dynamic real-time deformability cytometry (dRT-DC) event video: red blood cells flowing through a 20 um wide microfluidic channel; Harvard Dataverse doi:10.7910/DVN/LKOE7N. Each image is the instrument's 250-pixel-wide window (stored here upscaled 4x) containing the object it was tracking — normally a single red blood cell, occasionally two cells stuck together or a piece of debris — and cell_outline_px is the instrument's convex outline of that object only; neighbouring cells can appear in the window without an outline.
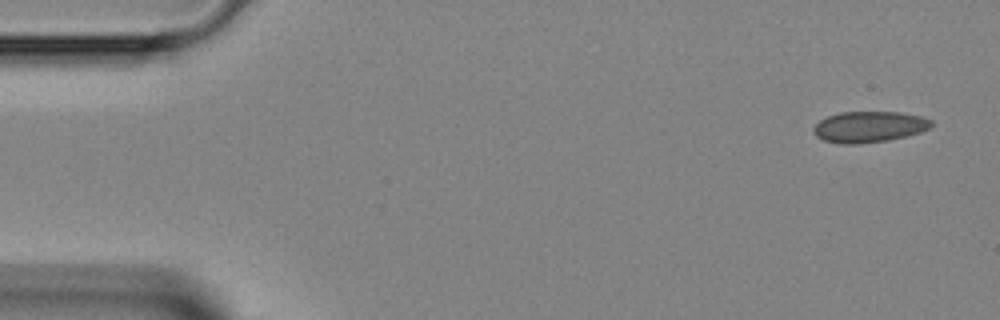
{"species": "Egyptian fruit bat (a non-hibernating species)", "species_latin": "Rousettus aegyptiacus", "temperature_condition": "room temperature", "stored_images_in_passage": 44, "camera_frame_rate_fps": 3000, "um_per_image_px": 0.085, "animal": {"sex": "female"}, "frame": {"image": 1, "passage_image": 1, "time_ms": 0.0, "image_size_px": [1000, 320], "cell_outline_px": [[932, 124], [928, 128], [920, 132], [908, 136], [888, 140], [860, 144], [844, 144], [824, 140], [816, 136], [812, 132], [812, 128], [820, 120], [828, 116], [840, 112], [900, 112], [920, 116], [932, 120]], "centroid_in_image_um": [73.86, 10.78], "position_along_channel_um": 11.1, "area_um2": 21.33}}
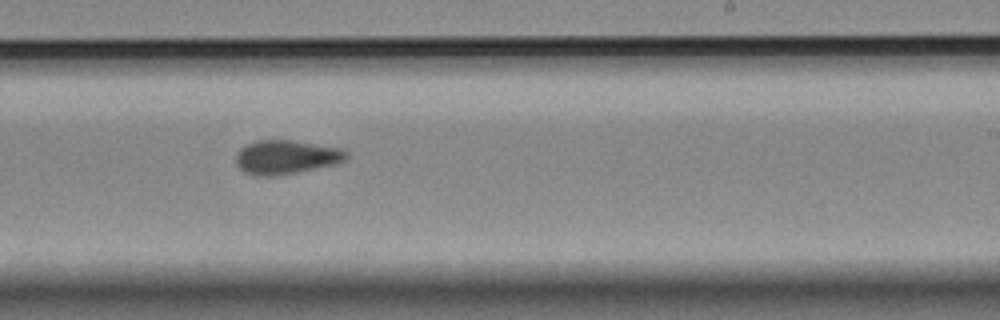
{"frame": {"image": 2, "passage_image": 26, "time_ms": 8.333, "image_size_px": [1000, 320], "cell_outline_px": [[348, 156], [344, 160], [336, 164], [276, 176], [252, 176], [244, 172], [236, 164], [236, 156], [240, 148], [256, 140], [292, 140], [344, 148], [348, 152]], "centroid_in_image_um": [24.33, 13.35], "position_along_channel_um": 264.7, "area_um2": 22.02}}
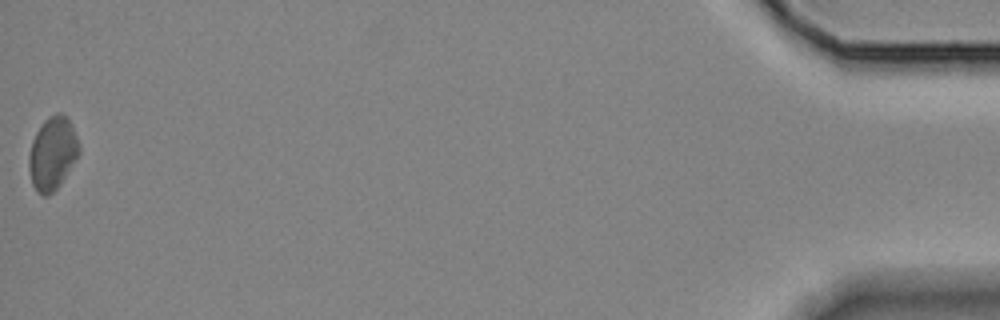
{"frame": {"image": 3, "passage_image": 44, "time_ms": 14.333, "image_size_px": [1000, 320], "cell_outline_px": [[80, 152], [60, 184], [48, 196], [44, 196], [36, 192], [32, 184], [28, 168], [28, 156], [32, 140], [36, 132], [44, 120], [48, 116], [56, 112], [60, 112], [68, 120], [80, 144]], "centroid_in_image_um": [4.43, 13.05], "position_along_channel_um": 430.8, "area_um2": 21.27}}